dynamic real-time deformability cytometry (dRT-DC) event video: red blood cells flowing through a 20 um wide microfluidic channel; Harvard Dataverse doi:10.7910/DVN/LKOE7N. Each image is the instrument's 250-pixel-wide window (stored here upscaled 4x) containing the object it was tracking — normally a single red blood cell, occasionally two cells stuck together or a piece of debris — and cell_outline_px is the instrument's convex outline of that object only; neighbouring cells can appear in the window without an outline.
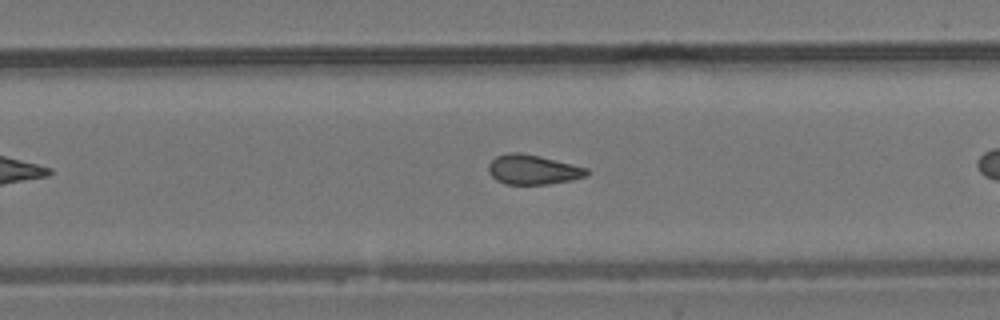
{"species": "common noctule bat (a hibernating species)", "species_latin": "Nyctalus noctula", "temperature_condition": "room temperature", "stored_images_in_passage": 29, "camera_frame_rate_fps": 3000, "um_per_image_px": 0.085, "animal": {"sex": "male", "body_mass_g": 19.2, "forearm_length_mm": 51.8}, "frame": {"image": 1, "passage_image": 21, "time_ms": 6.667, "image_size_px": [1000, 320], "cell_outline_px": [[588, 176], [572, 180], [548, 184], [504, 184], [496, 180], [488, 172], [488, 164], [496, 156], [508, 152], [520, 152], [540, 156], [588, 168]], "centroid_in_image_um": [45.28, 14.41], "position_along_channel_um": 284.5, "area_um2": 17.11}}